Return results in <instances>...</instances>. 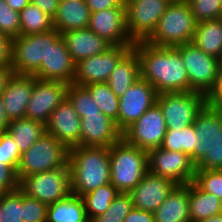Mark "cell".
<instances>
[{
	"mask_svg": "<svg viewBox=\"0 0 222 222\" xmlns=\"http://www.w3.org/2000/svg\"><path fill=\"white\" fill-rule=\"evenodd\" d=\"M45 127L46 133L69 149L80 144L81 118L67 98L51 113Z\"/></svg>",
	"mask_w": 222,
	"mask_h": 222,
	"instance_id": "18",
	"label": "cell"
},
{
	"mask_svg": "<svg viewBox=\"0 0 222 222\" xmlns=\"http://www.w3.org/2000/svg\"><path fill=\"white\" fill-rule=\"evenodd\" d=\"M196 170L222 169V131L215 135L214 151H209L195 165Z\"/></svg>",
	"mask_w": 222,
	"mask_h": 222,
	"instance_id": "43",
	"label": "cell"
},
{
	"mask_svg": "<svg viewBox=\"0 0 222 222\" xmlns=\"http://www.w3.org/2000/svg\"><path fill=\"white\" fill-rule=\"evenodd\" d=\"M19 189L46 205L65 199L71 194L69 164L52 171L25 176L19 181Z\"/></svg>",
	"mask_w": 222,
	"mask_h": 222,
	"instance_id": "7",
	"label": "cell"
},
{
	"mask_svg": "<svg viewBox=\"0 0 222 222\" xmlns=\"http://www.w3.org/2000/svg\"><path fill=\"white\" fill-rule=\"evenodd\" d=\"M190 221L200 222L222 214V201L201 190L193 181L189 183Z\"/></svg>",
	"mask_w": 222,
	"mask_h": 222,
	"instance_id": "28",
	"label": "cell"
},
{
	"mask_svg": "<svg viewBox=\"0 0 222 222\" xmlns=\"http://www.w3.org/2000/svg\"><path fill=\"white\" fill-rule=\"evenodd\" d=\"M193 182L203 191L222 201V169L196 170Z\"/></svg>",
	"mask_w": 222,
	"mask_h": 222,
	"instance_id": "38",
	"label": "cell"
},
{
	"mask_svg": "<svg viewBox=\"0 0 222 222\" xmlns=\"http://www.w3.org/2000/svg\"><path fill=\"white\" fill-rule=\"evenodd\" d=\"M124 222H155L152 212L132 208Z\"/></svg>",
	"mask_w": 222,
	"mask_h": 222,
	"instance_id": "47",
	"label": "cell"
},
{
	"mask_svg": "<svg viewBox=\"0 0 222 222\" xmlns=\"http://www.w3.org/2000/svg\"><path fill=\"white\" fill-rule=\"evenodd\" d=\"M207 103L213 108L222 110V77H219L215 88L207 96Z\"/></svg>",
	"mask_w": 222,
	"mask_h": 222,
	"instance_id": "49",
	"label": "cell"
},
{
	"mask_svg": "<svg viewBox=\"0 0 222 222\" xmlns=\"http://www.w3.org/2000/svg\"><path fill=\"white\" fill-rule=\"evenodd\" d=\"M170 4L187 3L189 0H167Z\"/></svg>",
	"mask_w": 222,
	"mask_h": 222,
	"instance_id": "54",
	"label": "cell"
},
{
	"mask_svg": "<svg viewBox=\"0 0 222 222\" xmlns=\"http://www.w3.org/2000/svg\"><path fill=\"white\" fill-rule=\"evenodd\" d=\"M188 4L197 22L222 18V0H189Z\"/></svg>",
	"mask_w": 222,
	"mask_h": 222,
	"instance_id": "39",
	"label": "cell"
},
{
	"mask_svg": "<svg viewBox=\"0 0 222 222\" xmlns=\"http://www.w3.org/2000/svg\"><path fill=\"white\" fill-rule=\"evenodd\" d=\"M88 28L113 46H133L126 27V7L91 13Z\"/></svg>",
	"mask_w": 222,
	"mask_h": 222,
	"instance_id": "17",
	"label": "cell"
},
{
	"mask_svg": "<svg viewBox=\"0 0 222 222\" xmlns=\"http://www.w3.org/2000/svg\"><path fill=\"white\" fill-rule=\"evenodd\" d=\"M91 13L113 7H126L125 0H85Z\"/></svg>",
	"mask_w": 222,
	"mask_h": 222,
	"instance_id": "46",
	"label": "cell"
},
{
	"mask_svg": "<svg viewBox=\"0 0 222 222\" xmlns=\"http://www.w3.org/2000/svg\"><path fill=\"white\" fill-rule=\"evenodd\" d=\"M60 0H30L52 19L56 16Z\"/></svg>",
	"mask_w": 222,
	"mask_h": 222,
	"instance_id": "48",
	"label": "cell"
},
{
	"mask_svg": "<svg viewBox=\"0 0 222 222\" xmlns=\"http://www.w3.org/2000/svg\"><path fill=\"white\" fill-rule=\"evenodd\" d=\"M12 39L0 33V66H11Z\"/></svg>",
	"mask_w": 222,
	"mask_h": 222,
	"instance_id": "45",
	"label": "cell"
},
{
	"mask_svg": "<svg viewBox=\"0 0 222 222\" xmlns=\"http://www.w3.org/2000/svg\"><path fill=\"white\" fill-rule=\"evenodd\" d=\"M110 183L129 193L148 172V151L130 145L123 138L109 148Z\"/></svg>",
	"mask_w": 222,
	"mask_h": 222,
	"instance_id": "3",
	"label": "cell"
},
{
	"mask_svg": "<svg viewBox=\"0 0 222 222\" xmlns=\"http://www.w3.org/2000/svg\"><path fill=\"white\" fill-rule=\"evenodd\" d=\"M20 158L21 152L13 137L8 132L0 134V161L16 171Z\"/></svg>",
	"mask_w": 222,
	"mask_h": 222,
	"instance_id": "41",
	"label": "cell"
},
{
	"mask_svg": "<svg viewBox=\"0 0 222 222\" xmlns=\"http://www.w3.org/2000/svg\"><path fill=\"white\" fill-rule=\"evenodd\" d=\"M0 33L11 39L20 35V13L12 10L5 0H0Z\"/></svg>",
	"mask_w": 222,
	"mask_h": 222,
	"instance_id": "40",
	"label": "cell"
},
{
	"mask_svg": "<svg viewBox=\"0 0 222 222\" xmlns=\"http://www.w3.org/2000/svg\"><path fill=\"white\" fill-rule=\"evenodd\" d=\"M48 32L19 35L12 39L11 66L14 74L33 75L46 60Z\"/></svg>",
	"mask_w": 222,
	"mask_h": 222,
	"instance_id": "13",
	"label": "cell"
},
{
	"mask_svg": "<svg viewBox=\"0 0 222 222\" xmlns=\"http://www.w3.org/2000/svg\"><path fill=\"white\" fill-rule=\"evenodd\" d=\"M122 139L116 122L104 114L85 115L81 118L80 144L78 146L108 147Z\"/></svg>",
	"mask_w": 222,
	"mask_h": 222,
	"instance_id": "20",
	"label": "cell"
},
{
	"mask_svg": "<svg viewBox=\"0 0 222 222\" xmlns=\"http://www.w3.org/2000/svg\"><path fill=\"white\" fill-rule=\"evenodd\" d=\"M47 208L45 203L23 193V222H46Z\"/></svg>",
	"mask_w": 222,
	"mask_h": 222,
	"instance_id": "42",
	"label": "cell"
},
{
	"mask_svg": "<svg viewBox=\"0 0 222 222\" xmlns=\"http://www.w3.org/2000/svg\"><path fill=\"white\" fill-rule=\"evenodd\" d=\"M2 222H23V192L17 189L0 194Z\"/></svg>",
	"mask_w": 222,
	"mask_h": 222,
	"instance_id": "37",
	"label": "cell"
},
{
	"mask_svg": "<svg viewBox=\"0 0 222 222\" xmlns=\"http://www.w3.org/2000/svg\"><path fill=\"white\" fill-rule=\"evenodd\" d=\"M67 87L65 82L40 80L34 76L33 91L27 104L25 118L46 125L51 113L66 98Z\"/></svg>",
	"mask_w": 222,
	"mask_h": 222,
	"instance_id": "15",
	"label": "cell"
},
{
	"mask_svg": "<svg viewBox=\"0 0 222 222\" xmlns=\"http://www.w3.org/2000/svg\"><path fill=\"white\" fill-rule=\"evenodd\" d=\"M132 48L133 46H112L102 54L75 63L72 84L85 86L91 83L107 82L118 62Z\"/></svg>",
	"mask_w": 222,
	"mask_h": 222,
	"instance_id": "14",
	"label": "cell"
},
{
	"mask_svg": "<svg viewBox=\"0 0 222 222\" xmlns=\"http://www.w3.org/2000/svg\"><path fill=\"white\" fill-rule=\"evenodd\" d=\"M66 98L71 102L80 118H84L85 115L103 114L84 86L68 85Z\"/></svg>",
	"mask_w": 222,
	"mask_h": 222,
	"instance_id": "35",
	"label": "cell"
},
{
	"mask_svg": "<svg viewBox=\"0 0 222 222\" xmlns=\"http://www.w3.org/2000/svg\"><path fill=\"white\" fill-rule=\"evenodd\" d=\"M192 42L207 55L222 57V18L197 23Z\"/></svg>",
	"mask_w": 222,
	"mask_h": 222,
	"instance_id": "27",
	"label": "cell"
},
{
	"mask_svg": "<svg viewBox=\"0 0 222 222\" xmlns=\"http://www.w3.org/2000/svg\"><path fill=\"white\" fill-rule=\"evenodd\" d=\"M20 35L48 32L53 28V19L37 5L29 3L20 12Z\"/></svg>",
	"mask_w": 222,
	"mask_h": 222,
	"instance_id": "31",
	"label": "cell"
},
{
	"mask_svg": "<svg viewBox=\"0 0 222 222\" xmlns=\"http://www.w3.org/2000/svg\"><path fill=\"white\" fill-rule=\"evenodd\" d=\"M9 122L5 114L3 99L0 95V134L7 132Z\"/></svg>",
	"mask_w": 222,
	"mask_h": 222,
	"instance_id": "51",
	"label": "cell"
},
{
	"mask_svg": "<svg viewBox=\"0 0 222 222\" xmlns=\"http://www.w3.org/2000/svg\"><path fill=\"white\" fill-rule=\"evenodd\" d=\"M167 125L160 106L155 103L138 120L122 132L130 145L149 151L161 147Z\"/></svg>",
	"mask_w": 222,
	"mask_h": 222,
	"instance_id": "10",
	"label": "cell"
},
{
	"mask_svg": "<svg viewBox=\"0 0 222 222\" xmlns=\"http://www.w3.org/2000/svg\"><path fill=\"white\" fill-rule=\"evenodd\" d=\"M200 222H222V214L212 216Z\"/></svg>",
	"mask_w": 222,
	"mask_h": 222,
	"instance_id": "53",
	"label": "cell"
},
{
	"mask_svg": "<svg viewBox=\"0 0 222 222\" xmlns=\"http://www.w3.org/2000/svg\"><path fill=\"white\" fill-rule=\"evenodd\" d=\"M161 148L168 151H179L187 154L194 163L195 129L190 125L181 131L167 129Z\"/></svg>",
	"mask_w": 222,
	"mask_h": 222,
	"instance_id": "33",
	"label": "cell"
},
{
	"mask_svg": "<svg viewBox=\"0 0 222 222\" xmlns=\"http://www.w3.org/2000/svg\"><path fill=\"white\" fill-rule=\"evenodd\" d=\"M61 36L74 63L102 54L113 46L89 28L65 31Z\"/></svg>",
	"mask_w": 222,
	"mask_h": 222,
	"instance_id": "23",
	"label": "cell"
},
{
	"mask_svg": "<svg viewBox=\"0 0 222 222\" xmlns=\"http://www.w3.org/2000/svg\"><path fill=\"white\" fill-rule=\"evenodd\" d=\"M69 148L48 133H44L27 151L21 154L16 170L18 180L23 177L47 172L68 163Z\"/></svg>",
	"mask_w": 222,
	"mask_h": 222,
	"instance_id": "5",
	"label": "cell"
},
{
	"mask_svg": "<svg viewBox=\"0 0 222 222\" xmlns=\"http://www.w3.org/2000/svg\"><path fill=\"white\" fill-rule=\"evenodd\" d=\"M13 74L14 70L12 66H0V95L7 86Z\"/></svg>",
	"mask_w": 222,
	"mask_h": 222,
	"instance_id": "50",
	"label": "cell"
},
{
	"mask_svg": "<svg viewBox=\"0 0 222 222\" xmlns=\"http://www.w3.org/2000/svg\"><path fill=\"white\" fill-rule=\"evenodd\" d=\"M5 1L11 7L12 10L17 12L23 10L30 3V0H5Z\"/></svg>",
	"mask_w": 222,
	"mask_h": 222,
	"instance_id": "52",
	"label": "cell"
},
{
	"mask_svg": "<svg viewBox=\"0 0 222 222\" xmlns=\"http://www.w3.org/2000/svg\"><path fill=\"white\" fill-rule=\"evenodd\" d=\"M91 12L85 0H60L53 28L60 33L88 28Z\"/></svg>",
	"mask_w": 222,
	"mask_h": 222,
	"instance_id": "25",
	"label": "cell"
},
{
	"mask_svg": "<svg viewBox=\"0 0 222 222\" xmlns=\"http://www.w3.org/2000/svg\"><path fill=\"white\" fill-rule=\"evenodd\" d=\"M148 171L176 184H188L194 180L196 168L187 154L158 147L148 151Z\"/></svg>",
	"mask_w": 222,
	"mask_h": 222,
	"instance_id": "12",
	"label": "cell"
},
{
	"mask_svg": "<svg viewBox=\"0 0 222 222\" xmlns=\"http://www.w3.org/2000/svg\"><path fill=\"white\" fill-rule=\"evenodd\" d=\"M120 192L111 184L98 187L82 196L88 220L105 213Z\"/></svg>",
	"mask_w": 222,
	"mask_h": 222,
	"instance_id": "32",
	"label": "cell"
},
{
	"mask_svg": "<svg viewBox=\"0 0 222 222\" xmlns=\"http://www.w3.org/2000/svg\"><path fill=\"white\" fill-rule=\"evenodd\" d=\"M153 215L155 222H191L189 183L176 184Z\"/></svg>",
	"mask_w": 222,
	"mask_h": 222,
	"instance_id": "24",
	"label": "cell"
},
{
	"mask_svg": "<svg viewBox=\"0 0 222 222\" xmlns=\"http://www.w3.org/2000/svg\"><path fill=\"white\" fill-rule=\"evenodd\" d=\"M34 85V76L13 74L1 93L9 121L24 118Z\"/></svg>",
	"mask_w": 222,
	"mask_h": 222,
	"instance_id": "22",
	"label": "cell"
},
{
	"mask_svg": "<svg viewBox=\"0 0 222 222\" xmlns=\"http://www.w3.org/2000/svg\"><path fill=\"white\" fill-rule=\"evenodd\" d=\"M2 208H1V205H0V222H2Z\"/></svg>",
	"mask_w": 222,
	"mask_h": 222,
	"instance_id": "56",
	"label": "cell"
},
{
	"mask_svg": "<svg viewBox=\"0 0 222 222\" xmlns=\"http://www.w3.org/2000/svg\"><path fill=\"white\" fill-rule=\"evenodd\" d=\"M84 87L90 92L101 112L116 122L119 114V97L111 90L108 83H91Z\"/></svg>",
	"mask_w": 222,
	"mask_h": 222,
	"instance_id": "34",
	"label": "cell"
},
{
	"mask_svg": "<svg viewBox=\"0 0 222 222\" xmlns=\"http://www.w3.org/2000/svg\"><path fill=\"white\" fill-rule=\"evenodd\" d=\"M219 76L222 77V57L219 59Z\"/></svg>",
	"mask_w": 222,
	"mask_h": 222,
	"instance_id": "55",
	"label": "cell"
},
{
	"mask_svg": "<svg viewBox=\"0 0 222 222\" xmlns=\"http://www.w3.org/2000/svg\"><path fill=\"white\" fill-rule=\"evenodd\" d=\"M19 189L16 171L0 161V194Z\"/></svg>",
	"mask_w": 222,
	"mask_h": 222,
	"instance_id": "44",
	"label": "cell"
},
{
	"mask_svg": "<svg viewBox=\"0 0 222 222\" xmlns=\"http://www.w3.org/2000/svg\"><path fill=\"white\" fill-rule=\"evenodd\" d=\"M175 185L171 179L156 176L148 171L129 192L133 208L154 213Z\"/></svg>",
	"mask_w": 222,
	"mask_h": 222,
	"instance_id": "19",
	"label": "cell"
},
{
	"mask_svg": "<svg viewBox=\"0 0 222 222\" xmlns=\"http://www.w3.org/2000/svg\"><path fill=\"white\" fill-rule=\"evenodd\" d=\"M181 54L187 70L190 91L199 92L206 97L213 91L219 79V59L207 55L193 42L175 47Z\"/></svg>",
	"mask_w": 222,
	"mask_h": 222,
	"instance_id": "6",
	"label": "cell"
},
{
	"mask_svg": "<svg viewBox=\"0 0 222 222\" xmlns=\"http://www.w3.org/2000/svg\"><path fill=\"white\" fill-rule=\"evenodd\" d=\"M197 23L188 2L170 4L160 17L156 30L146 42L158 47H176L190 43Z\"/></svg>",
	"mask_w": 222,
	"mask_h": 222,
	"instance_id": "4",
	"label": "cell"
},
{
	"mask_svg": "<svg viewBox=\"0 0 222 222\" xmlns=\"http://www.w3.org/2000/svg\"><path fill=\"white\" fill-rule=\"evenodd\" d=\"M46 222H89L83 198L71 193L48 205Z\"/></svg>",
	"mask_w": 222,
	"mask_h": 222,
	"instance_id": "29",
	"label": "cell"
},
{
	"mask_svg": "<svg viewBox=\"0 0 222 222\" xmlns=\"http://www.w3.org/2000/svg\"><path fill=\"white\" fill-rule=\"evenodd\" d=\"M75 63L68 52L61 33L55 29L48 31V53L40 68L33 74L40 80L61 81L72 84Z\"/></svg>",
	"mask_w": 222,
	"mask_h": 222,
	"instance_id": "11",
	"label": "cell"
},
{
	"mask_svg": "<svg viewBox=\"0 0 222 222\" xmlns=\"http://www.w3.org/2000/svg\"><path fill=\"white\" fill-rule=\"evenodd\" d=\"M71 193L82 197L110 183L108 147L75 146L69 149Z\"/></svg>",
	"mask_w": 222,
	"mask_h": 222,
	"instance_id": "2",
	"label": "cell"
},
{
	"mask_svg": "<svg viewBox=\"0 0 222 222\" xmlns=\"http://www.w3.org/2000/svg\"><path fill=\"white\" fill-rule=\"evenodd\" d=\"M140 61V77L148 81L156 92L190 91L187 70L175 47H158L146 41L136 42L132 48Z\"/></svg>",
	"mask_w": 222,
	"mask_h": 222,
	"instance_id": "1",
	"label": "cell"
},
{
	"mask_svg": "<svg viewBox=\"0 0 222 222\" xmlns=\"http://www.w3.org/2000/svg\"><path fill=\"white\" fill-rule=\"evenodd\" d=\"M158 93L145 79L140 77L119 97L117 127L123 132L138 120L157 100Z\"/></svg>",
	"mask_w": 222,
	"mask_h": 222,
	"instance_id": "16",
	"label": "cell"
},
{
	"mask_svg": "<svg viewBox=\"0 0 222 222\" xmlns=\"http://www.w3.org/2000/svg\"><path fill=\"white\" fill-rule=\"evenodd\" d=\"M169 5L167 0H125L126 27L131 40L146 41Z\"/></svg>",
	"mask_w": 222,
	"mask_h": 222,
	"instance_id": "9",
	"label": "cell"
},
{
	"mask_svg": "<svg viewBox=\"0 0 222 222\" xmlns=\"http://www.w3.org/2000/svg\"><path fill=\"white\" fill-rule=\"evenodd\" d=\"M167 129L181 131L194 123L198 112L207 103V97L199 92H164L157 95Z\"/></svg>",
	"mask_w": 222,
	"mask_h": 222,
	"instance_id": "8",
	"label": "cell"
},
{
	"mask_svg": "<svg viewBox=\"0 0 222 222\" xmlns=\"http://www.w3.org/2000/svg\"><path fill=\"white\" fill-rule=\"evenodd\" d=\"M195 129L194 164L214 151L215 135L222 131V110L206 103L193 123Z\"/></svg>",
	"mask_w": 222,
	"mask_h": 222,
	"instance_id": "21",
	"label": "cell"
},
{
	"mask_svg": "<svg viewBox=\"0 0 222 222\" xmlns=\"http://www.w3.org/2000/svg\"><path fill=\"white\" fill-rule=\"evenodd\" d=\"M7 132L13 137L22 154L46 132V127L41 122L24 117L11 120Z\"/></svg>",
	"mask_w": 222,
	"mask_h": 222,
	"instance_id": "30",
	"label": "cell"
},
{
	"mask_svg": "<svg viewBox=\"0 0 222 222\" xmlns=\"http://www.w3.org/2000/svg\"><path fill=\"white\" fill-rule=\"evenodd\" d=\"M132 208L131 195L120 192L111 202L109 209L105 213L97 215L89 222H124V219Z\"/></svg>",
	"mask_w": 222,
	"mask_h": 222,
	"instance_id": "36",
	"label": "cell"
},
{
	"mask_svg": "<svg viewBox=\"0 0 222 222\" xmlns=\"http://www.w3.org/2000/svg\"><path fill=\"white\" fill-rule=\"evenodd\" d=\"M140 78V61L131 49L116 65L107 81L117 97H121Z\"/></svg>",
	"mask_w": 222,
	"mask_h": 222,
	"instance_id": "26",
	"label": "cell"
}]
</instances>
